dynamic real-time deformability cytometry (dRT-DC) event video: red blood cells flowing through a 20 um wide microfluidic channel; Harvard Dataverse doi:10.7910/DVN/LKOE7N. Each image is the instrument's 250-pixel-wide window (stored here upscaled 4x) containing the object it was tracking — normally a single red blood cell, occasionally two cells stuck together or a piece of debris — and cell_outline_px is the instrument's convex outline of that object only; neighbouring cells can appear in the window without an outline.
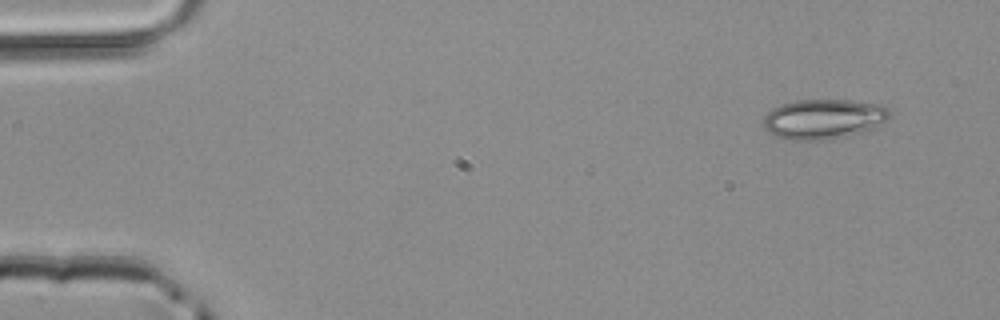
{"species": "common noctule bat (a hibernating species)", "species_latin": "Nyctalus noctula", "temperature_condition": "room temperature", "stored_images_in_passage": 11, "camera_frame_rate_fps": 3000, "um_per_image_px": 0.085, "animal": {"sex": "male", "body_mass_g": 20.4}, "frame": {"image": 1, "passage_image": 1, "time_ms": 0.0, "image_size_px": [1000, 320], "cell_outline_px": [[892, 112], [888, 120], [876, 128], [832, 140], [784, 140], [776, 136], [764, 128], [764, 116], [772, 108], [780, 104], [796, 100], [848, 100], [880, 104], [892, 108]], "centroid_in_image_um": [70.05, 10.12], "position_along_channel_um": 14.9, "area_um2": 29.94}}